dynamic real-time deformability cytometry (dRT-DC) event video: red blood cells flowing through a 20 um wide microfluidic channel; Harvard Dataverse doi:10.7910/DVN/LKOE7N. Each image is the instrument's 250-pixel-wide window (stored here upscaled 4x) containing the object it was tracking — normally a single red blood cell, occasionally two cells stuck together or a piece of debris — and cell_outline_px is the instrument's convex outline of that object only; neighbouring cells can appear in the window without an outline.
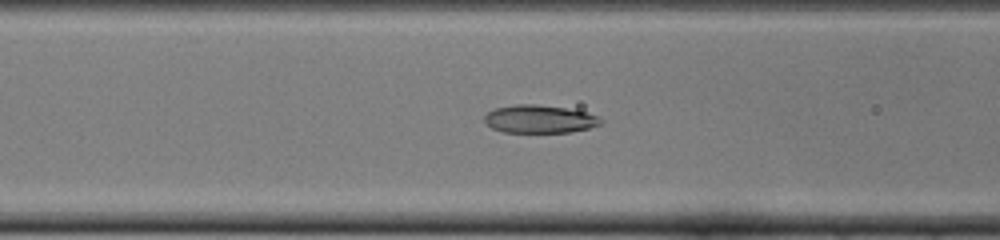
{"species": "common noctule bat (a hibernating species)", "species_latin": "Nyctalus noctula", "temperature_condition": "cold", "stored_images_in_passage": 51, "camera_frame_rate_fps": 3000, "um_per_image_px": 0.085, "animal": {"sex": "female", "body_mass_g": 22.0, "forearm_length_mm": 56.7}, "frame": {"image": 1, "passage_image": 20, "time_ms": 6.333, "image_size_px": [1000, 240], "cell_outline_px": [[604, 120], [600, 124], [588, 128], [572, 132], [504, 132], [492, 128], [484, 120], [484, 116], [488, 112], [496, 108], [516, 104], [536, 104], [564, 108], [588, 112], [600, 116]], "centroid_in_image_um": [45.9, 10.12], "position_along_channel_um": 120.7, "area_um2": 18.96}}
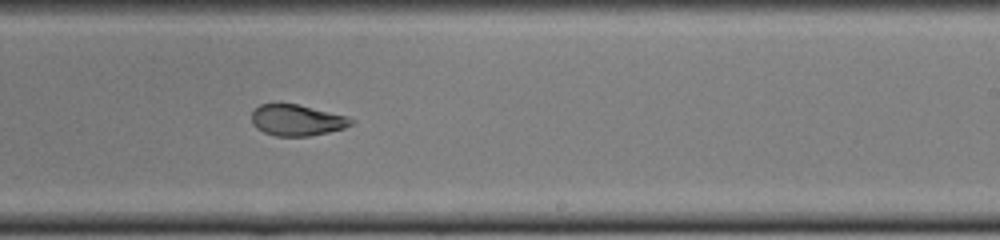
{"frame": {"image": 2, "passage_image": 31, "time_ms": 10.0, "image_size_px": [1000, 240], "cell_outline_px": [[356, 120], [352, 124], [344, 128], [328, 132], [308, 136], [276, 136], [264, 132], [256, 128], [252, 124], [252, 112], [260, 104], [296, 104], [348, 116]], "centroid_in_image_um": [25.25, 10.22], "position_along_channel_um": 263.8, "area_um2": 17.98}}
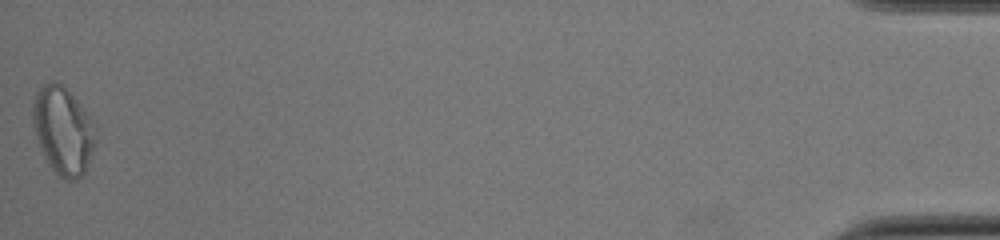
{"frame": {"image": 3, "passage_image": 51, "time_ms": 16.667, "image_size_px": [1000, 240], "cell_outline_px": [[96, 140], [88, 164], [84, 172], [76, 180], [68, 180], [60, 176], [48, 164], [44, 156], [36, 136], [32, 124], [32, 104], [36, 92], [40, 84], [48, 80], [56, 80], [80, 104], [88, 116], [92, 124]], "centroid_in_image_um": [5.31, 11.06], "position_along_channel_um": 429.9, "area_um2": 31.73}, "authors_computed_cell_mechanics": {"area_um2": 20.23, "velocity_mm_per_s": 3.9195, "shape_relaxation_time_tau1_ms": 4.7776, "shape_relaxation_time_tau2_ms": 1.5757, "deformation_change_tau1": 0.1757, "deformation_change_tau2": 0.0845}}